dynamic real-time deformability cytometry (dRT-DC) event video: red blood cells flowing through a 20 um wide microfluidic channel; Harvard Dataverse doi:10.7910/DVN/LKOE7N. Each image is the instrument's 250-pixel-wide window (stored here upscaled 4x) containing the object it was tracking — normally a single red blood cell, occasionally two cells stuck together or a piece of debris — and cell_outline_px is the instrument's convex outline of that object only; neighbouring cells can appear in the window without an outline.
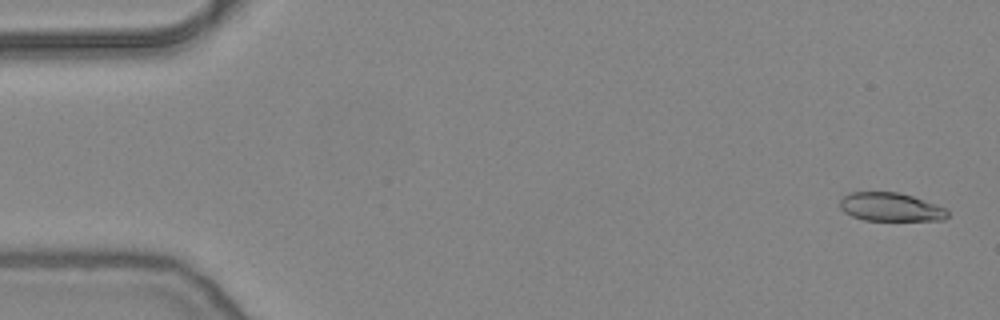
{"species": "common noctule bat (a hibernating species)", "species_latin": "Nyctalus noctula", "temperature_condition": "warm", "stored_images_in_passage": 9, "camera_frame_rate_fps": 3000, "um_per_image_px": 0.085, "animal": {"sex": "female", "body_mass_g": 24.6, "forearm_length_mm": 56.2}, "frame": {"image": 1, "passage_image": 2, "time_ms": 0.333, "image_size_px": [1000, 320], "cell_outline_px": [[948, 216], [944, 220], [864, 220], [852, 216], [844, 212], [840, 208], [840, 200], [844, 196], [852, 192], [896, 192], [912, 196], [936, 204], [944, 208], [948, 212]], "centroid_in_image_um": [75.69, 17.6], "position_along_channel_um": 9.3, "area_um2": 17.74}}